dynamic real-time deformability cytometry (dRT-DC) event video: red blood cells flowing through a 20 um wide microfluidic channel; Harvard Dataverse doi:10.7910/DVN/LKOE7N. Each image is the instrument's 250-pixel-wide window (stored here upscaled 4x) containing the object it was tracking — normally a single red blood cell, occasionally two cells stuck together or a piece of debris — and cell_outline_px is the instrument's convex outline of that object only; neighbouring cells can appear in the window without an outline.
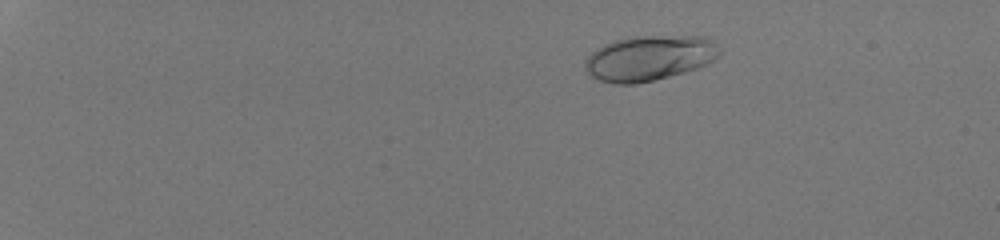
{"species": "human", "species_latin": "Homo sapiens", "temperature_condition": "room temperature", "stored_images_in_passage": 46, "camera_frame_rate_fps": 3000, "um_per_image_px": 0.085, "donor": {"sex": "male"}, "frame": {"image": 1, "passage_image": 5, "time_ms": 1.333, "image_size_px": [1000, 240], "cell_outline_px": [[720, 56], [716, 60], [708, 64], [684, 72], [636, 84], [616, 84], [600, 80], [592, 76], [584, 68], [584, 60], [596, 48], [604, 44], [616, 40], [632, 36], [708, 36], [720, 52]], "centroid_in_image_um": [55.19, 4.93], "position_along_channel_um": 29.8, "area_um2": 35.43}}
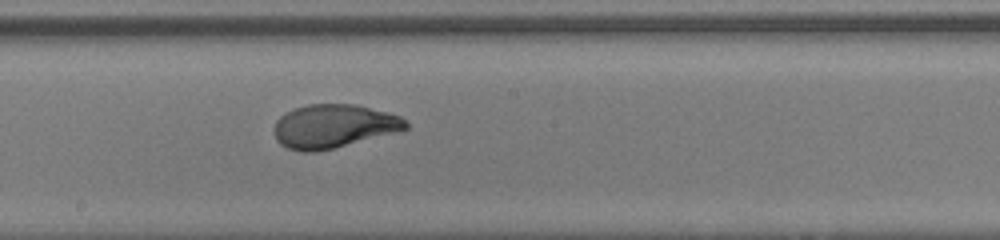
{"frame": {"image": 2, "passage_image": 28, "time_ms": 9.0, "image_size_px": [1000, 240], "cell_outline_px": [[408, 128], [396, 132], [316, 152], [304, 152], [288, 148], [280, 144], [276, 140], [272, 132], [272, 128], [276, 120], [280, 116], [292, 108], [308, 104], [356, 104], [388, 112], [400, 116], [408, 124]], "centroid_in_image_um": [28.29, 10.71], "position_along_channel_um": 219.9, "area_um2": 33.52}}
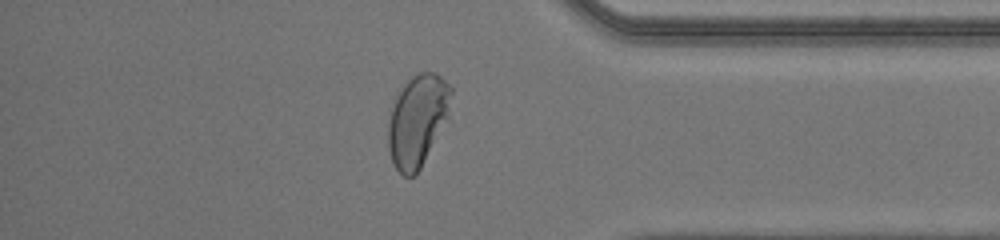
{"frame": {"image": 3, "passage_image": 41, "time_ms": 13.333, "image_size_px": [1000, 240], "cell_outline_px": [[452, 120], [420, 168], [412, 176], [404, 176], [392, 164], [388, 148], [388, 124], [392, 108], [396, 96], [404, 84], [412, 76], [420, 72], [436, 72], [452, 88]], "centroid_in_image_um": [35.57, 10.25], "position_along_channel_um": 399.6, "area_um2": 34.68}, "authors_computed_cell_mechanics": {"area_um2": 33.5529, "velocity_mm_per_s": 4.3225, "shape_relaxation_time_tau1_ms": 5.2228, "shape_relaxation_time_tau2_ms": null, "deformation_change_tau1": 0.2408, "deformation_change_tau2": null}}